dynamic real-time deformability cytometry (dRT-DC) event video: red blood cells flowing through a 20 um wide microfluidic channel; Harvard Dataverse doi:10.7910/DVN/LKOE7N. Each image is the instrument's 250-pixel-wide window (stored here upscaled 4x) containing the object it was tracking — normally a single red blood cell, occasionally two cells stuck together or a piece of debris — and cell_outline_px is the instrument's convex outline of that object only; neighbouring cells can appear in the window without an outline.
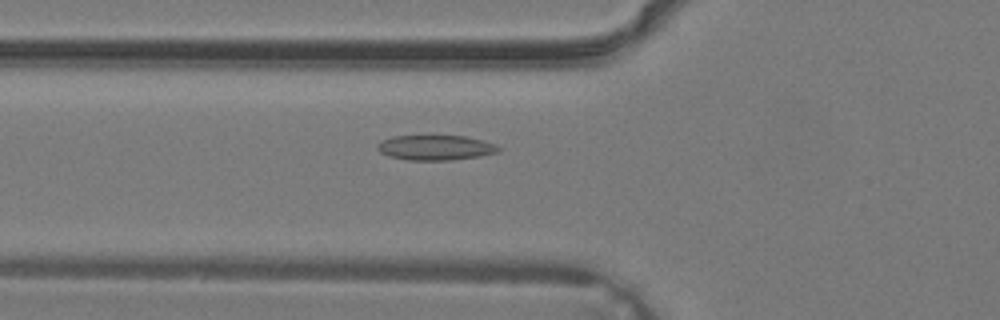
{"species": "common noctule bat (a hibernating species)", "species_latin": "Nyctalus noctula", "temperature_condition": "warm", "stored_images_in_passage": 39, "camera_frame_rate_fps": 3000, "um_per_image_px": 0.085, "animal": {"sex": "male", "body_mass_g": 19.2, "forearm_length_mm": 51.8}, "frame": {"image": 1, "passage_image": 15, "time_ms": 4.667, "image_size_px": [1000, 320], "cell_outline_px": [[500, 152], [480, 156], [452, 160], [408, 160], [388, 156], [380, 152], [376, 148], [376, 144], [380, 140], [392, 136], [464, 136], [496, 144], [500, 148]], "centroid_in_image_um": [36.98, 12.55], "position_along_channel_um": 88.8, "area_um2": 17.74}}
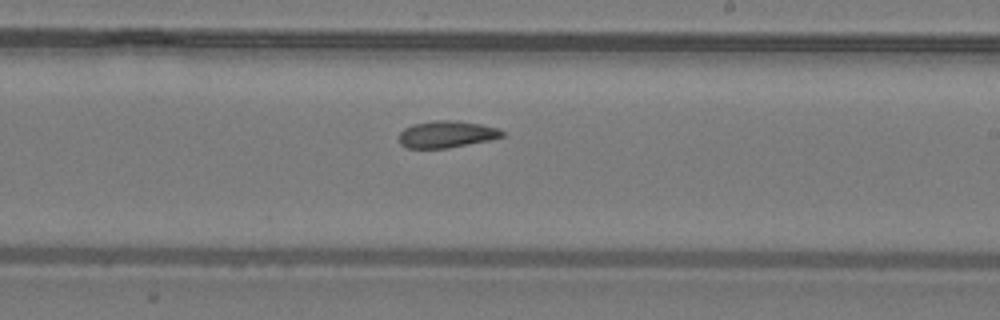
{"frame": {"image": 2, "passage_image": 24, "time_ms": 7.667, "image_size_px": [1000, 320], "cell_outline_px": [[504, 136], [488, 140], [448, 148], [408, 148], [400, 144], [400, 132], [404, 128], [412, 124], [432, 120], [456, 120], [480, 124], [496, 128], [504, 132]], "centroid_in_image_um": [37.93, 11.4], "position_along_channel_um": 251.1, "area_um2": 16.07}}
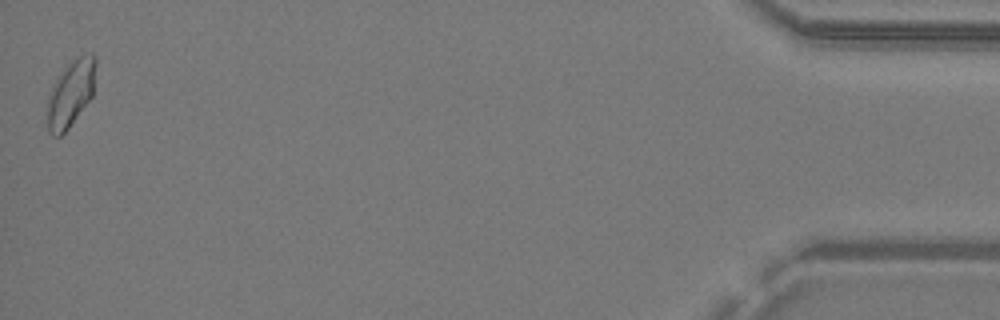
{"frame": {"image": 3, "passage_image": 39, "time_ms": 12.667, "image_size_px": [1000, 320], "cell_outline_px": [[96, 64], [92, 96], [68, 128], [60, 136], [52, 136], [48, 132], [48, 104], [52, 88], [60, 72], [68, 64], [80, 56], [92, 52], [96, 56]], "centroid_in_image_um": [6.03, 7.93], "position_along_channel_um": 429.2, "area_um2": 18.32}}